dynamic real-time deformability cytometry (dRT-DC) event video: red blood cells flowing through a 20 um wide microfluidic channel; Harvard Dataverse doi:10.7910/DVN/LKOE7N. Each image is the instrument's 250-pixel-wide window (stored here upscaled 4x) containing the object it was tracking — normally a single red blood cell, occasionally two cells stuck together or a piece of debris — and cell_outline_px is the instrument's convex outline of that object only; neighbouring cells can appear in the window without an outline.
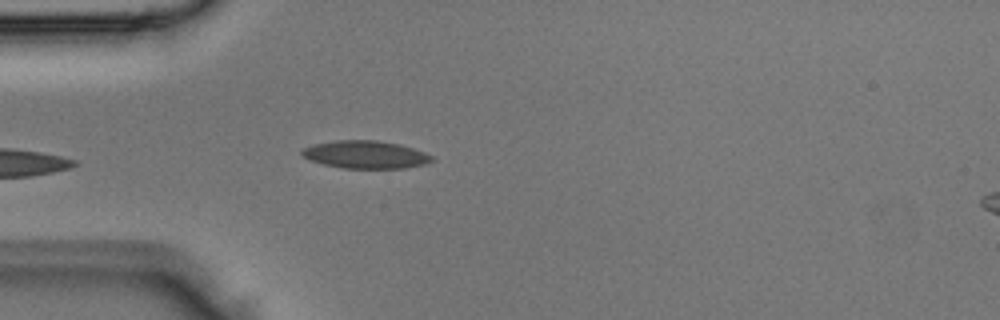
{"species": "Egyptian fruit bat (a non-hibernating species)", "species_latin": "Rousettus aegyptiacus", "temperature_condition": "room temperature", "stored_images_in_passage": 5, "camera_frame_rate_fps": 3000, "um_per_image_px": 0.085, "animal": {"sex": "male"}, "frame": {"image": 1, "passage_image": 5, "time_ms": 1.333, "image_size_px": [1000, 320], "cell_outline_px": [[436, 160], [424, 164], [404, 168], [344, 168], [324, 164], [312, 160], [304, 156], [300, 152], [304, 148], [312, 144], [336, 140], [376, 140], [400, 144], [424, 152], [432, 156]], "centroid_in_image_um": [31.09, 13.13], "position_along_channel_um": 53.9, "area_um2": 20.87}}